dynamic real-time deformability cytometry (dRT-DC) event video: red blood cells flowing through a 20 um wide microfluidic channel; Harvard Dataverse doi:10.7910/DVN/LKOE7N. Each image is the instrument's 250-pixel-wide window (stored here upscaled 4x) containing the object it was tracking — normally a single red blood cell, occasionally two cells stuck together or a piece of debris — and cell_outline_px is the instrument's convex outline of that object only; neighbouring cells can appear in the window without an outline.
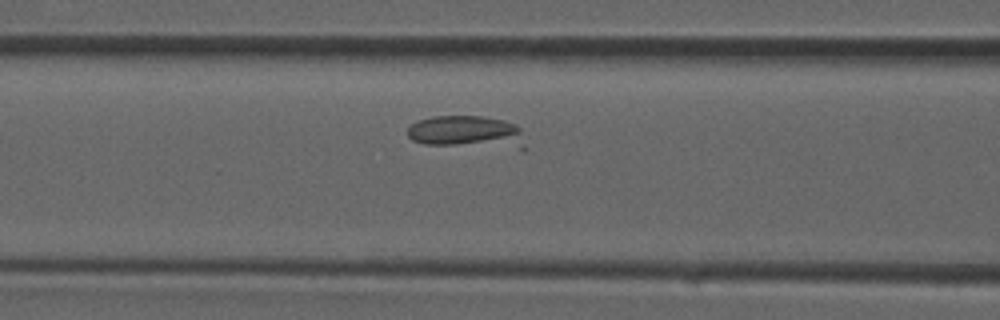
{"species": "common noctule bat (a hibernating species)", "species_latin": "Nyctalus noctula", "temperature_condition": "room temperature", "stored_images_in_passage": 26, "camera_frame_rate_fps": 3000, "um_per_image_px": 0.085, "animal": {"sex": "male", "forearm_length_mm": 52.5}, "frame": {"image": 1, "passage_image": 8, "time_ms": 2.333, "image_size_px": [1000, 320], "cell_outline_px": [[524, 152], [424, 144], [412, 140], [408, 136], [408, 128], [412, 124], [420, 120], [432, 116], [484, 116], [504, 120], [516, 124], [520, 128], [524, 144]], "centroid_in_image_um": [39.79, 11.29], "position_along_channel_um": 126.8, "area_um2": 23.52}}
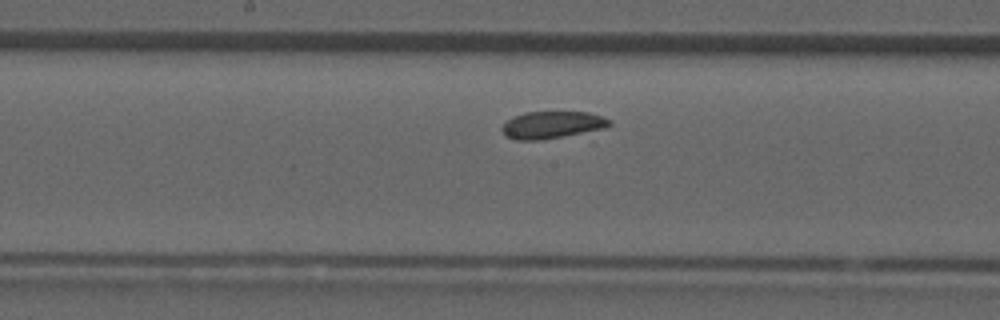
{"frame": {"image": 2, "passage_image": 12, "time_ms": 3.667, "image_size_px": [1000, 320], "cell_outline_px": [[612, 124], [592, 144], [516, 140], [508, 136], [500, 128], [512, 116], [524, 112], [588, 112], [612, 120]], "centroid_in_image_um": [47.32, 10.8], "position_along_channel_um": 200.9, "area_um2": 20.58}}
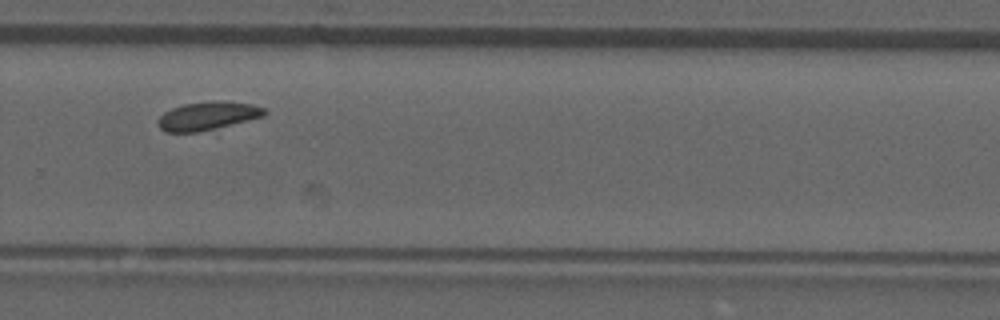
{"frame": {"image": 3, "passage_image": 18, "time_ms": 5.667, "image_size_px": [1000, 320], "cell_outline_px": [[268, 112], [264, 116], [196, 132], [164, 132], [160, 128], [156, 120], [164, 112], [172, 108], [184, 104], [212, 100], [224, 100], [252, 104], [264, 108]], "centroid_in_image_um": [17.63, 9.83], "position_along_channel_um": 312.2, "area_um2": 17.51}}